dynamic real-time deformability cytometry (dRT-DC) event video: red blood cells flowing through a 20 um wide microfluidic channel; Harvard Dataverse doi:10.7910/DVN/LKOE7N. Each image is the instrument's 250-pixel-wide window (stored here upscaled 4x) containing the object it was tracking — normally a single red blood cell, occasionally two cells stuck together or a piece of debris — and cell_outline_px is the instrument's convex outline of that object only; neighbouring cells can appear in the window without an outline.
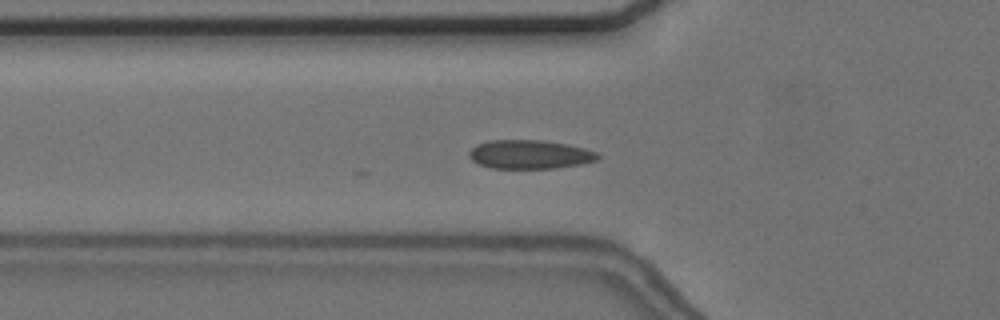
{"species": "common noctule bat (a hibernating species)", "species_latin": "Nyctalus noctula", "temperature_condition": "cold", "stored_images_in_passage": 6, "camera_frame_rate_fps": 3000, "um_per_image_px": 0.085, "animal": {"sex": "female", "body_mass_g": 24.6, "forearm_length_mm": 56.2}, "frame": {"image": 1, "passage_image": 2, "time_ms": 0.333, "image_size_px": [1000, 320], "cell_outline_px": [[600, 160], [580, 164], [556, 168], [492, 168], [480, 164], [472, 160], [468, 156], [468, 152], [476, 144], [488, 140], [544, 140], [568, 144], [584, 148], [596, 152], [600, 156]], "centroid_in_image_um": [45.04, 13.12], "position_along_channel_um": 80.8, "area_um2": 21.73}}
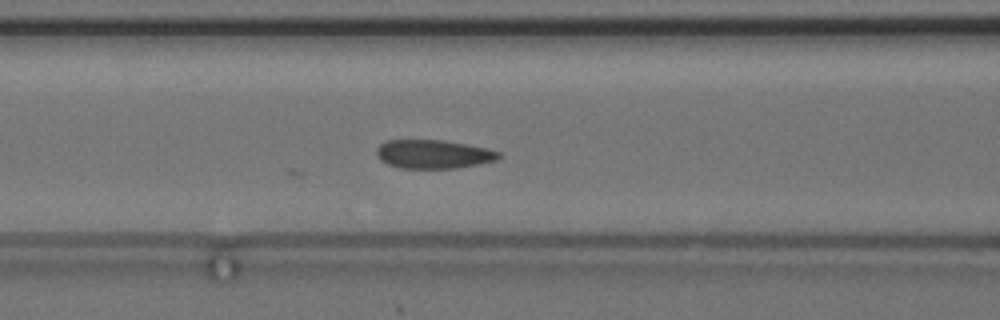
{"frame": {"image": 2, "passage_image": 6, "time_ms": 1.667, "image_size_px": [1000, 320], "cell_outline_px": [[500, 156], [496, 160], [456, 168], [400, 168], [388, 164], [380, 160], [376, 152], [376, 148], [384, 140], [444, 140], [488, 148], [500, 152]], "centroid_in_image_um": [36.81, 13.09], "position_along_channel_um": 129.8, "area_um2": 20.4}}